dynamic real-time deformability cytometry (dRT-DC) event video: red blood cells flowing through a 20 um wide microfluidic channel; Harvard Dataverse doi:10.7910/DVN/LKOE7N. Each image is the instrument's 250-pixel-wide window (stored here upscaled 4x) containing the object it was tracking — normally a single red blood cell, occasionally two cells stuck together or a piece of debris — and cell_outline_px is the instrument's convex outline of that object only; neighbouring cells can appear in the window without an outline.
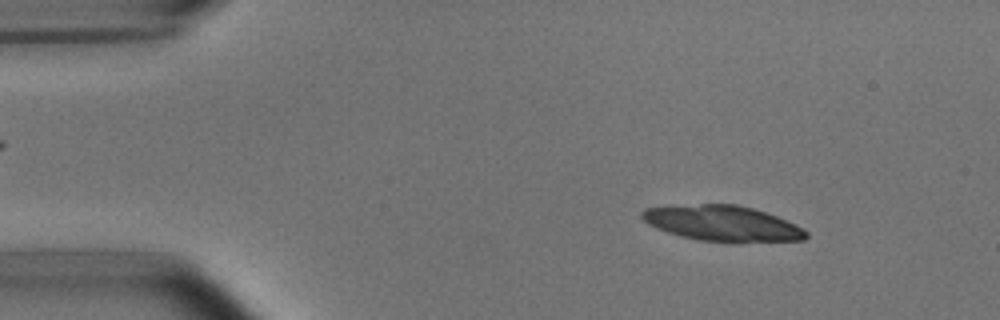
{"species": "common noctule bat (a hibernating species)", "species_latin": "Nyctalus noctula", "temperature_condition": "room temperature", "stored_images_in_passage": 19, "camera_frame_rate_fps": 3000, "um_per_image_px": 0.085, "animal": {"sex": "male", "body_mass_g": 15.6}, "frame": {"image": 1, "passage_image": 6, "time_ms": 1.667, "image_size_px": [1000, 320], "cell_outline_px": [[808, 236], [804, 240], [740, 244], [700, 240], [680, 236], [656, 228], [648, 224], [640, 216], [640, 212], [644, 208], [700, 204], [736, 204], [752, 208], [776, 216], [796, 224], [804, 228], [808, 232]], "centroid_in_image_um": [61.47, 19.02], "position_along_channel_um": 23.5, "area_um2": 34.56}}